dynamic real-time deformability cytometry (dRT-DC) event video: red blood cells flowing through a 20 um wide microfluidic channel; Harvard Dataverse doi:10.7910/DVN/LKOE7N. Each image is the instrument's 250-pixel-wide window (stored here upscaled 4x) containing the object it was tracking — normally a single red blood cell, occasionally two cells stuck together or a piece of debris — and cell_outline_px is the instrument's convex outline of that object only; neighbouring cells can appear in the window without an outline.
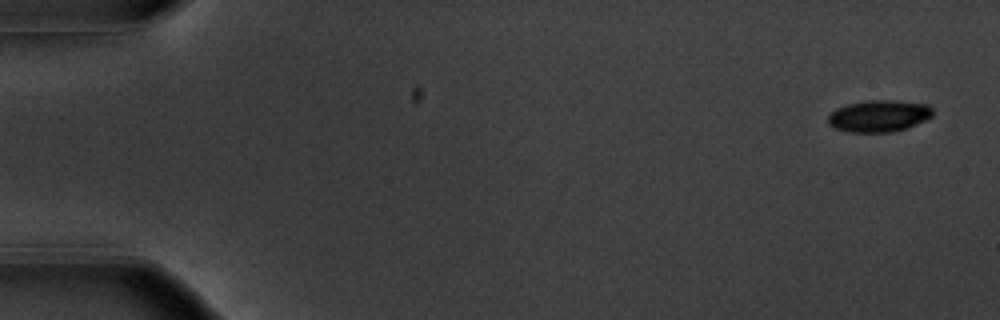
{"species": "common noctule bat (a hibernating species)", "species_latin": "Nyctalus noctula", "temperature_condition": "warm", "stored_images_in_passage": 54, "camera_frame_rate_fps": 3000, "um_per_image_px": 0.085, "animal": {"sex": "male", "body_mass_g": 20.1, "forearm_length_mm": 53.5}, "frame": {"image": 1, "passage_image": 1, "time_ms": 0.0, "image_size_px": [1000, 320], "cell_outline_px": [[932, 116], [924, 120], [904, 128], [892, 132], [848, 132], [832, 128], [828, 124], [828, 116], [836, 108], [848, 104], [868, 100], [892, 100], [928, 104], [932, 108]], "centroid_in_image_um": [74.66, 9.85], "position_along_channel_um": 10.3, "area_um2": 19.31}}
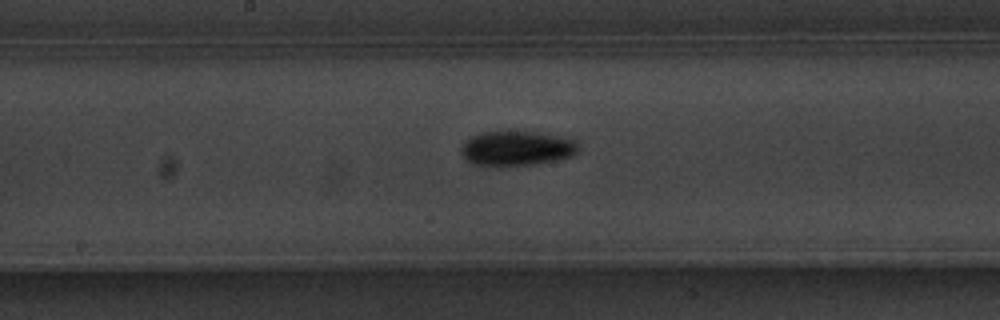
{"frame": {"image": 2, "passage_image": 28, "time_ms": 9.0, "image_size_px": [1000, 320], "cell_outline_px": [[580, 144], [576, 152], [572, 156], [556, 160], [532, 164], [472, 164], [464, 156], [460, 148], [464, 140], [472, 136], [484, 132], [532, 132], [560, 136], [576, 140]], "centroid_in_image_um": [43.95, 12.58], "position_along_channel_um": 204.2, "area_um2": 23.12}}
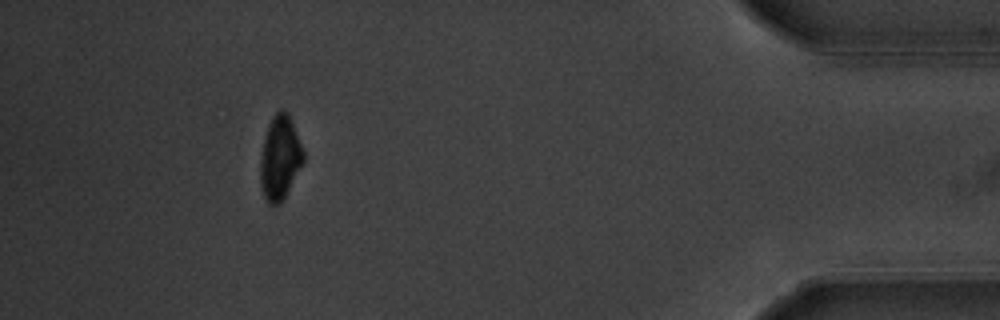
{"frame": {"image": 3, "passage_image": 49, "time_ms": 16.0, "image_size_px": [1000, 320], "cell_outline_px": [[304, 160], [280, 204], [268, 204], [264, 196], [260, 184], [260, 164], [264, 140], [268, 124], [272, 116], [280, 108], [284, 108], [288, 112], [292, 120], [304, 152]], "centroid_in_image_um": [23.79, 13.36], "position_along_channel_um": 411.4, "area_um2": 20.92}, "authors_computed_cell_mechanics": {"area_um2": 21.1548, "velocity_mm_per_s": 3.7248, "shape_relaxation_time_tau1_ms": 3.2764, "shape_relaxation_time_tau2_ms": null, "deformation_change_tau1": 0.1411, "deformation_change_tau2": null}}